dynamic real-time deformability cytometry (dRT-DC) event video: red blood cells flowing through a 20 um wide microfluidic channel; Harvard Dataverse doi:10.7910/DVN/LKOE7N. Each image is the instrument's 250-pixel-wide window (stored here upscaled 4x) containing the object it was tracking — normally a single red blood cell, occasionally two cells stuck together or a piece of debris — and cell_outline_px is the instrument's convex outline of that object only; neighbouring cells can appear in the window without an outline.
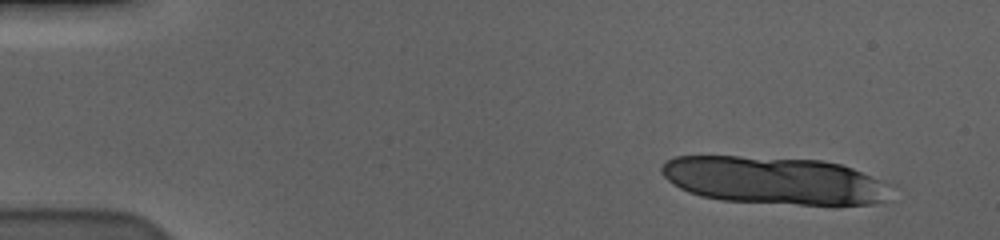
{"species": "human", "species_latin": "Homo sapiens", "temperature_condition": "cold", "stored_images_in_passage": 13, "camera_frame_rate_fps": 3000, "um_per_image_px": 0.085, "donor": {"sex": "male"}, "frame": {"image": 1, "passage_image": 1, "time_ms": 0.0, "image_size_px": [1000, 240], "cell_outline_px": [[888, 184], [884, 200], [872, 204], [836, 208], [832, 208], [724, 200], [700, 196], [688, 192], [672, 184], [660, 172], [660, 168], [668, 160], [676, 156], [740, 156], [820, 160], [840, 164], [852, 168], [880, 180]], "centroid_in_image_um": [65.82, 15.38], "position_along_channel_um": 19.2, "area_um2": 64.56}}